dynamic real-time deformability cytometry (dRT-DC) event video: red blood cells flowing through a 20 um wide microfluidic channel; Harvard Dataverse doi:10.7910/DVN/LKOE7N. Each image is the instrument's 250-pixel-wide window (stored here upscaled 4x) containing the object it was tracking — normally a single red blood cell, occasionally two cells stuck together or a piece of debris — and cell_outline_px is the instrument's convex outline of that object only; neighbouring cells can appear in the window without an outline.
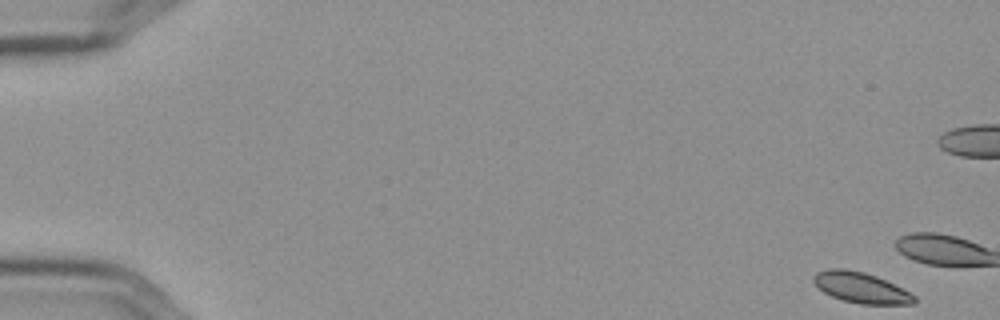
{"species": "Egyptian fruit bat (a non-hibernating species)", "species_latin": "Rousettus aegyptiacus", "temperature_condition": "cold", "stored_images_in_passage": 15, "camera_frame_rate_fps": 3000, "um_per_image_px": 0.085, "frame": {"image": 1, "passage_image": 1, "time_ms": 0.0, "image_size_px": [1000, 320], "cell_outline_px": [[916, 300], [912, 304], [860, 304], [844, 300], [832, 296], [824, 292], [812, 280], [812, 276], [816, 272], [828, 268], [844, 268], [864, 272], [876, 276], [916, 296]], "centroid_in_image_um": [73.14, 24.44], "position_along_channel_um": 11.9, "area_um2": 17.74}}